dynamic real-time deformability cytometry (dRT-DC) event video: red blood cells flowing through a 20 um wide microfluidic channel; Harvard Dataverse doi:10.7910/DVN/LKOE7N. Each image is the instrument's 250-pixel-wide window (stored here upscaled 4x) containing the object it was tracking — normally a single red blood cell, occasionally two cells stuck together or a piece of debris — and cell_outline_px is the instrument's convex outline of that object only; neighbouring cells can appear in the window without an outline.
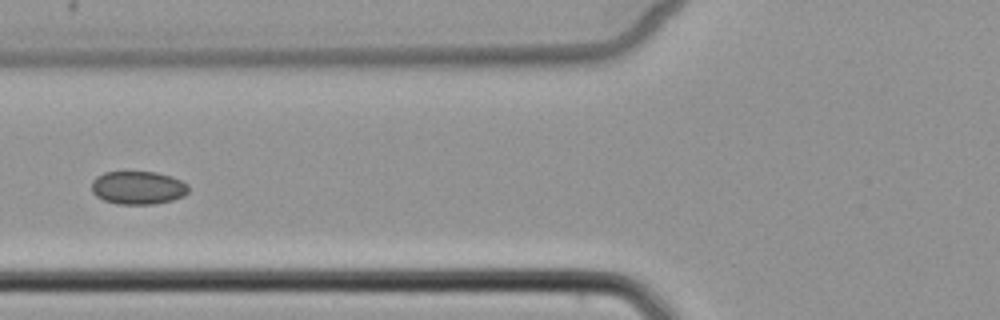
{"species": "common noctule bat (a hibernating species)", "species_latin": "Nyctalus noctula", "temperature_condition": "cold", "stored_images_in_passage": 6, "camera_frame_rate_fps": 3000, "um_per_image_px": 0.085, "animal": {"sex": "female", "body_mass_g": 22.7, "forearm_length_mm": 54.2}, "frame": {"image": 1, "passage_image": 6, "time_ms": 7.0, "image_size_px": [1000, 320], "cell_outline_px": [[188, 192], [184, 196], [172, 200], [152, 204], [116, 204], [104, 200], [96, 196], [92, 192], [92, 180], [96, 176], [104, 172], [156, 172], [172, 176], [188, 184]], "centroid_in_image_um": [11.72, 15.95], "position_along_channel_um": 114.1, "area_um2": 18.84}}